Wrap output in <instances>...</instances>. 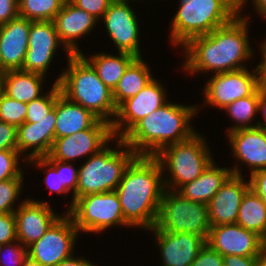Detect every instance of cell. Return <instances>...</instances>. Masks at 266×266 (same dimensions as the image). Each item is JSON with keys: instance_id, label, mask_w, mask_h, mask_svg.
<instances>
[{"instance_id": "cell-1", "label": "cell", "mask_w": 266, "mask_h": 266, "mask_svg": "<svg viewBox=\"0 0 266 266\" xmlns=\"http://www.w3.org/2000/svg\"><path fill=\"white\" fill-rule=\"evenodd\" d=\"M247 20L238 14L211 33L190 39L184 45L185 70L189 74L212 70L217 74L246 68L241 63L253 54Z\"/></svg>"}, {"instance_id": "cell-2", "label": "cell", "mask_w": 266, "mask_h": 266, "mask_svg": "<svg viewBox=\"0 0 266 266\" xmlns=\"http://www.w3.org/2000/svg\"><path fill=\"white\" fill-rule=\"evenodd\" d=\"M163 169L155 156L137 155L124 171L115 190L124 219L130 226H155L165 190Z\"/></svg>"}, {"instance_id": "cell-3", "label": "cell", "mask_w": 266, "mask_h": 266, "mask_svg": "<svg viewBox=\"0 0 266 266\" xmlns=\"http://www.w3.org/2000/svg\"><path fill=\"white\" fill-rule=\"evenodd\" d=\"M197 108L167 102L137 122L121 139L137 155L155 156L164 147L196 133L189 123Z\"/></svg>"}, {"instance_id": "cell-4", "label": "cell", "mask_w": 266, "mask_h": 266, "mask_svg": "<svg viewBox=\"0 0 266 266\" xmlns=\"http://www.w3.org/2000/svg\"><path fill=\"white\" fill-rule=\"evenodd\" d=\"M67 69L54 82L59 84L61 93L112 124L114 118L110 116L117 114L112 90L99 79L92 65L81 54H71Z\"/></svg>"}, {"instance_id": "cell-5", "label": "cell", "mask_w": 266, "mask_h": 266, "mask_svg": "<svg viewBox=\"0 0 266 266\" xmlns=\"http://www.w3.org/2000/svg\"><path fill=\"white\" fill-rule=\"evenodd\" d=\"M116 143L117 147L124 149L114 150L105 146L98 153L89 156L84 165L78 168L76 200L88 194L117 189L124 171L137 154L121 138H117Z\"/></svg>"}, {"instance_id": "cell-6", "label": "cell", "mask_w": 266, "mask_h": 266, "mask_svg": "<svg viewBox=\"0 0 266 266\" xmlns=\"http://www.w3.org/2000/svg\"><path fill=\"white\" fill-rule=\"evenodd\" d=\"M238 13L226 0H188L180 3L172 20L171 40L184 46L190 39L207 35L229 23Z\"/></svg>"}, {"instance_id": "cell-7", "label": "cell", "mask_w": 266, "mask_h": 266, "mask_svg": "<svg viewBox=\"0 0 266 266\" xmlns=\"http://www.w3.org/2000/svg\"><path fill=\"white\" fill-rule=\"evenodd\" d=\"M195 133L189 139L164 147L155 157L165 171L171 174L170 180H164L165 189L174 191L182 185L198 178L213 161L204 138ZM166 165V166H165ZM173 185V186H172ZM171 186V188H170Z\"/></svg>"}, {"instance_id": "cell-8", "label": "cell", "mask_w": 266, "mask_h": 266, "mask_svg": "<svg viewBox=\"0 0 266 266\" xmlns=\"http://www.w3.org/2000/svg\"><path fill=\"white\" fill-rule=\"evenodd\" d=\"M170 191L164 190L155 226L170 233L197 234L207 241L211 228L207 204L188 200L177 191Z\"/></svg>"}, {"instance_id": "cell-9", "label": "cell", "mask_w": 266, "mask_h": 266, "mask_svg": "<svg viewBox=\"0 0 266 266\" xmlns=\"http://www.w3.org/2000/svg\"><path fill=\"white\" fill-rule=\"evenodd\" d=\"M67 213L79 232H100L112 225H130L124 219L115 190L79 197Z\"/></svg>"}, {"instance_id": "cell-10", "label": "cell", "mask_w": 266, "mask_h": 266, "mask_svg": "<svg viewBox=\"0 0 266 266\" xmlns=\"http://www.w3.org/2000/svg\"><path fill=\"white\" fill-rule=\"evenodd\" d=\"M79 231L71 216H60L44 235L27 247L28 254L43 266H55L72 256Z\"/></svg>"}, {"instance_id": "cell-11", "label": "cell", "mask_w": 266, "mask_h": 266, "mask_svg": "<svg viewBox=\"0 0 266 266\" xmlns=\"http://www.w3.org/2000/svg\"><path fill=\"white\" fill-rule=\"evenodd\" d=\"M114 138L112 125L106 121L98 120L91 128L78 131L72 135L54 139V143L46 160H59L69 162L98 153L107 142Z\"/></svg>"}, {"instance_id": "cell-12", "label": "cell", "mask_w": 266, "mask_h": 266, "mask_svg": "<svg viewBox=\"0 0 266 266\" xmlns=\"http://www.w3.org/2000/svg\"><path fill=\"white\" fill-rule=\"evenodd\" d=\"M259 87L257 69L253 74L246 68L217 73L205 85V102L223 109L237 99L252 95Z\"/></svg>"}, {"instance_id": "cell-13", "label": "cell", "mask_w": 266, "mask_h": 266, "mask_svg": "<svg viewBox=\"0 0 266 266\" xmlns=\"http://www.w3.org/2000/svg\"><path fill=\"white\" fill-rule=\"evenodd\" d=\"M165 94L163 86L153 78L134 97L125 100L117 108L116 119L111 124L114 138H122L137 122L163 106Z\"/></svg>"}, {"instance_id": "cell-14", "label": "cell", "mask_w": 266, "mask_h": 266, "mask_svg": "<svg viewBox=\"0 0 266 266\" xmlns=\"http://www.w3.org/2000/svg\"><path fill=\"white\" fill-rule=\"evenodd\" d=\"M206 244L222 256L258 257L264 251L265 240L256 232L231 223L211 226Z\"/></svg>"}, {"instance_id": "cell-15", "label": "cell", "mask_w": 266, "mask_h": 266, "mask_svg": "<svg viewBox=\"0 0 266 266\" xmlns=\"http://www.w3.org/2000/svg\"><path fill=\"white\" fill-rule=\"evenodd\" d=\"M126 0H114L102 19L118 52L142 57L139 48V24L136 14Z\"/></svg>"}, {"instance_id": "cell-16", "label": "cell", "mask_w": 266, "mask_h": 266, "mask_svg": "<svg viewBox=\"0 0 266 266\" xmlns=\"http://www.w3.org/2000/svg\"><path fill=\"white\" fill-rule=\"evenodd\" d=\"M239 167L232 168V175L208 202V217L211 226L236 223L238 211L250 182L244 181Z\"/></svg>"}, {"instance_id": "cell-17", "label": "cell", "mask_w": 266, "mask_h": 266, "mask_svg": "<svg viewBox=\"0 0 266 266\" xmlns=\"http://www.w3.org/2000/svg\"><path fill=\"white\" fill-rule=\"evenodd\" d=\"M59 45H61V41L54 21H31L28 49L22 70L46 75Z\"/></svg>"}, {"instance_id": "cell-18", "label": "cell", "mask_w": 266, "mask_h": 266, "mask_svg": "<svg viewBox=\"0 0 266 266\" xmlns=\"http://www.w3.org/2000/svg\"><path fill=\"white\" fill-rule=\"evenodd\" d=\"M14 215L17 240L25 247L38 241L60 217L53 212L50 204L33 199L22 201Z\"/></svg>"}, {"instance_id": "cell-19", "label": "cell", "mask_w": 266, "mask_h": 266, "mask_svg": "<svg viewBox=\"0 0 266 266\" xmlns=\"http://www.w3.org/2000/svg\"><path fill=\"white\" fill-rule=\"evenodd\" d=\"M149 230L155 232L163 266H190L206 245V240L197 234L170 233L161 231L156 226Z\"/></svg>"}, {"instance_id": "cell-20", "label": "cell", "mask_w": 266, "mask_h": 266, "mask_svg": "<svg viewBox=\"0 0 266 266\" xmlns=\"http://www.w3.org/2000/svg\"><path fill=\"white\" fill-rule=\"evenodd\" d=\"M31 20L16 17L0 25V68L22 70L28 49Z\"/></svg>"}, {"instance_id": "cell-21", "label": "cell", "mask_w": 266, "mask_h": 266, "mask_svg": "<svg viewBox=\"0 0 266 266\" xmlns=\"http://www.w3.org/2000/svg\"><path fill=\"white\" fill-rule=\"evenodd\" d=\"M92 14L79 9L70 1H65L54 21L59 40L66 48L67 58L71 54H81L75 40L88 34L97 22Z\"/></svg>"}, {"instance_id": "cell-22", "label": "cell", "mask_w": 266, "mask_h": 266, "mask_svg": "<svg viewBox=\"0 0 266 266\" xmlns=\"http://www.w3.org/2000/svg\"><path fill=\"white\" fill-rule=\"evenodd\" d=\"M56 118L42 120H25L17 128V150L21 154L28 149L32 151L25 161L48 156L55 139Z\"/></svg>"}, {"instance_id": "cell-23", "label": "cell", "mask_w": 266, "mask_h": 266, "mask_svg": "<svg viewBox=\"0 0 266 266\" xmlns=\"http://www.w3.org/2000/svg\"><path fill=\"white\" fill-rule=\"evenodd\" d=\"M233 154L249 166L251 174L266 169V133L259 127L237 129L228 133Z\"/></svg>"}, {"instance_id": "cell-24", "label": "cell", "mask_w": 266, "mask_h": 266, "mask_svg": "<svg viewBox=\"0 0 266 266\" xmlns=\"http://www.w3.org/2000/svg\"><path fill=\"white\" fill-rule=\"evenodd\" d=\"M99 118L61 92L56 98L55 139L91 128Z\"/></svg>"}, {"instance_id": "cell-25", "label": "cell", "mask_w": 266, "mask_h": 266, "mask_svg": "<svg viewBox=\"0 0 266 266\" xmlns=\"http://www.w3.org/2000/svg\"><path fill=\"white\" fill-rule=\"evenodd\" d=\"M214 164L212 161L198 178L182 185L178 193L188 200L208 204L232 175V169L218 168Z\"/></svg>"}, {"instance_id": "cell-26", "label": "cell", "mask_w": 266, "mask_h": 266, "mask_svg": "<svg viewBox=\"0 0 266 266\" xmlns=\"http://www.w3.org/2000/svg\"><path fill=\"white\" fill-rule=\"evenodd\" d=\"M150 69L142 57H136L126 68L112 96L118 108L125 100L134 97L153 79Z\"/></svg>"}, {"instance_id": "cell-27", "label": "cell", "mask_w": 266, "mask_h": 266, "mask_svg": "<svg viewBox=\"0 0 266 266\" xmlns=\"http://www.w3.org/2000/svg\"><path fill=\"white\" fill-rule=\"evenodd\" d=\"M43 75L23 70L6 71L4 93L23 103H29L41 95Z\"/></svg>"}, {"instance_id": "cell-28", "label": "cell", "mask_w": 266, "mask_h": 266, "mask_svg": "<svg viewBox=\"0 0 266 266\" xmlns=\"http://www.w3.org/2000/svg\"><path fill=\"white\" fill-rule=\"evenodd\" d=\"M119 56L111 54H97L90 59L81 55L95 69L99 79L112 91L117 86L120 78L123 76L126 68L136 58L134 55L126 52H118Z\"/></svg>"}, {"instance_id": "cell-29", "label": "cell", "mask_w": 266, "mask_h": 266, "mask_svg": "<svg viewBox=\"0 0 266 266\" xmlns=\"http://www.w3.org/2000/svg\"><path fill=\"white\" fill-rule=\"evenodd\" d=\"M236 223L266 239V204L251 188L242 199Z\"/></svg>"}, {"instance_id": "cell-30", "label": "cell", "mask_w": 266, "mask_h": 266, "mask_svg": "<svg viewBox=\"0 0 266 266\" xmlns=\"http://www.w3.org/2000/svg\"><path fill=\"white\" fill-rule=\"evenodd\" d=\"M65 0H18L20 17L31 21H53Z\"/></svg>"}, {"instance_id": "cell-31", "label": "cell", "mask_w": 266, "mask_h": 266, "mask_svg": "<svg viewBox=\"0 0 266 266\" xmlns=\"http://www.w3.org/2000/svg\"><path fill=\"white\" fill-rule=\"evenodd\" d=\"M223 110H227L226 112H229L228 114L231 116L232 120L234 119L239 124L230 128L228 133L237 129L257 127V124L250 125L252 124L250 121H252L256 113H258V89L248 97L237 99L224 107Z\"/></svg>"}, {"instance_id": "cell-32", "label": "cell", "mask_w": 266, "mask_h": 266, "mask_svg": "<svg viewBox=\"0 0 266 266\" xmlns=\"http://www.w3.org/2000/svg\"><path fill=\"white\" fill-rule=\"evenodd\" d=\"M61 92L59 84L54 83L50 93L42 95L27 103L25 120H42L56 118V98Z\"/></svg>"}, {"instance_id": "cell-33", "label": "cell", "mask_w": 266, "mask_h": 266, "mask_svg": "<svg viewBox=\"0 0 266 266\" xmlns=\"http://www.w3.org/2000/svg\"><path fill=\"white\" fill-rule=\"evenodd\" d=\"M27 103L17 101L5 93L0 96V120L17 128L25 122Z\"/></svg>"}, {"instance_id": "cell-34", "label": "cell", "mask_w": 266, "mask_h": 266, "mask_svg": "<svg viewBox=\"0 0 266 266\" xmlns=\"http://www.w3.org/2000/svg\"><path fill=\"white\" fill-rule=\"evenodd\" d=\"M23 177H16L0 182V214L14 212L13 203L21 194Z\"/></svg>"}, {"instance_id": "cell-35", "label": "cell", "mask_w": 266, "mask_h": 266, "mask_svg": "<svg viewBox=\"0 0 266 266\" xmlns=\"http://www.w3.org/2000/svg\"><path fill=\"white\" fill-rule=\"evenodd\" d=\"M20 153L17 149L0 150V182L8 179L23 177L19 167Z\"/></svg>"}, {"instance_id": "cell-36", "label": "cell", "mask_w": 266, "mask_h": 266, "mask_svg": "<svg viewBox=\"0 0 266 266\" xmlns=\"http://www.w3.org/2000/svg\"><path fill=\"white\" fill-rule=\"evenodd\" d=\"M57 172H60V178L63 185L71 191L73 190L72 204H70V209L73 207L76 201V187L78 184V169L72 167L68 162H63L59 160H47Z\"/></svg>"}, {"instance_id": "cell-37", "label": "cell", "mask_w": 266, "mask_h": 266, "mask_svg": "<svg viewBox=\"0 0 266 266\" xmlns=\"http://www.w3.org/2000/svg\"><path fill=\"white\" fill-rule=\"evenodd\" d=\"M32 162L39 167L49 168L47 176L44 181L47 184V188L50 189V193L58 192L60 194L67 193L69 190L63 185L60 178V172H57L56 169L43 157V158H33L28 161Z\"/></svg>"}, {"instance_id": "cell-38", "label": "cell", "mask_w": 266, "mask_h": 266, "mask_svg": "<svg viewBox=\"0 0 266 266\" xmlns=\"http://www.w3.org/2000/svg\"><path fill=\"white\" fill-rule=\"evenodd\" d=\"M17 241L14 212L0 214V245Z\"/></svg>"}, {"instance_id": "cell-39", "label": "cell", "mask_w": 266, "mask_h": 266, "mask_svg": "<svg viewBox=\"0 0 266 266\" xmlns=\"http://www.w3.org/2000/svg\"><path fill=\"white\" fill-rule=\"evenodd\" d=\"M17 243L13 245L14 242L8 243V244H4V245H0V263H2L3 266H11L12 264L15 266H22L23 260L26 257V255L28 254V250L27 247H25L24 245H22L21 243L19 244L18 240L16 241ZM16 245V246H15ZM8 246V247H7ZM6 248V249H5ZM6 250L4 253L8 252V255H10V257L6 254V256H8V258H6L7 260H10L8 264H6L7 262H5L4 260H2V258L5 256L1 255L3 250ZM12 265V266H13Z\"/></svg>"}, {"instance_id": "cell-40", "label": "cell", "mask_w": 266, "mask_h": 266, "mask_svg": "<svg viewBox=\"0 0 266 266\" xmlns=\"http://www.w3.org/2000/svg\"><path fill=\"white\" fill-rule=\"evenodd\" d=\"M113 1L114 0H71L70 2L79 9L92 14L94 17L100 20L99 17H103L108 9V6Z\"/></svg>"}, {"instance_id": "cell-41", "label": "cell", "mask_w": 266, "mask_h": 266, "mask_svg": "<svg viewBox=\"0 0 266 266\" xmlns=\"http://www.w3.org/2000/svg\"><path fill=\"white\" fill-rule=\"evenodd\" d=\"M190 266H224L223 256L206 244Z\"/></svg>"}, {"instance_id": "cell-42", "label": "cell", "mask_w": 266, "mask_h": 266, "mask_svg": "<svg viewBox=\"0 0 266 266\" xmlns=\"http://www.w3.org/2000/svg\"><path fill=\"white\" fill-rule=\"evenodd\" d=\"M17 149V127L0 120V150Z\"/></svg>"}, {"instance_id": "cell-43", "label": "cell", "mask_w": 266, "mask_h": 266, "mask_svg": "<svg viewBox=\"0 0 266 266\" xmlns=\"http://www.w3.org/2000/svg\"><path fill=\"white\" fill-rule=\"evenodd\" d=\"M250 175V188L259 195L266 204V169L255 171Z\"/></svg>"}, {"instance_id": "cell-44", "label": "cell", "mask_w": 266, "mask_h": 266, "mask_svg": "<svg viewBox=\"0 0 266 266\" xmlns=\"http://www.w3.org/2000/svg\"><path fill=\"white\" fill-rule=\"evenodd\" d=\"M18 16V0H0V25Z\"/></svg>"}, {"instance_id": "cell-45", "label": "cell", "mask_w": 266, "mask_h": 266, "mask_svg": "<svg viewBox=\"0 0 266 266\" xmlns=\"http://www.w3.org/2000/svg\"><path fill=\"white\" fill-rule=\"evenodd\" d=\"M258 257H245L236 255L223 256L224 266H257Z\"/></svg>"}, {"instance_id": "cell-46", "label": "cell", "mask_w": 266, "mask_h": 266, "mask_svg": "<svg viewBox=\"0 0 266 266\" xmlns=\"http://www.w3.org/2000/svg\"><path fill=\"white\" fill-rule=\"evenodd\" d=\"M262 50V59L261 63H259L256 67L257 73H258V80H259V85L263 88L266 89V40L264 43L261 44Z\"/></svg>"}, {"instance_id": "cell-47", "label": "cell", "mask_w": 266, "mask_h": 266, "mask_svg": "<svg viewBox=\"0 0 266 266\" xmlns=\"http://www.w3.org/2000/svg\"><path fill=\"white\" fill-rule=\"evenodd\" d=\"M262 111L263 118L266 122V89L261 86L258 88V112ZM257 127L266 133V123L257 122Z\"/></svg>"}, {"instance_id": "cell-48", "label": "cell", "mask_w": 266, "mask_h": 266, "mask_svg": "<svg viewBox=\"0 0 266 266\" xmlns=\"http://www.w3.org/2000/svg\"><path fill=\"white\" fill-rule=\"evenodd\" d=\"M88 261L89 260H85L83 258H81V259L77 258L76 259V257L70 256L69 258L61 261L60 263H58L55 266H95Z\"/></svg>"}, {"instance_id": "cell-49", "label": "cell", "mask_w": 266, "mask_h": 266, "mask_svg": "<svg viewBox=\"0 0 266 266\" xmlns=\"http://www.w3.org/2000/svg\"><path fill=\"white\" fill-rule=\"evenodd\" d=\"M255 10L266 18V0H253Z\"/></svg>"}, {"instance_id": "cell-50", "label": "cell", "mask_w": 266, "mask_h": 266, "mask_svg": "<svg viewBox=\"0 0 266 266\" xmlns=\"http://www.w3.org/2000/svg\"><path fill=\"white\" fill-rule=\"evenodd\" d=\"M22 266H43V265L39 261L34 259L32 256L27 254L23 260Z\"/></svg>"}, {"instance_id": "cell-51", "label": "cell", "mask_w": 266, "mask_h": 266, "mask_svg": "<svg viewBox=\"0 0 266 266\" xmlns=\"http://www.w3.org/2000/svg\"><path fill=\"white\" fill-rule=\"evenodd\" d=\"M234 10L239 14L240 10L243 9L245 1L247 0H226Z\"/></svg>"}, {"instance_id": "cell-52", "label": "cell", "mask_w": 266, "mask_h": 266, "mask_svg": "<svg viewBox=\"0 0 266 266\" xmlns=\"http://www.w3.org/2000/svg\"><path fill=\"white\" fill-rule=\"evenodd\" d=\"M257 266H266V251L265 250L258 256Z\"/></svg>"}, {"instance_id": "cell-53", "label": "cell", "mask_w": 266, "mask_h": 266, "mask_svg": "<svg viewBox=\"0 0 266 266\" xmlns=\"http://www.w3.org/2000/svg\"><path fill=\"white\" fill-rule=\"evenodd\" d=\"M6 71L0 68V96L4 93V77Z\"/></svg>"}, {"instance_id": "cell-54", "label": "cell", "mask_w": 266, "mask_h": 266, "mask_svg": "<svg viewBox=\"0 0 266 266\" xmlns=\"http://www.w3.org/2000/svg\"><path fill=\"white\" fill-rule=\"evenodd\" d=\"M188 0H180V3H185L187 2Z\"/></svg>"}]
</instances>
